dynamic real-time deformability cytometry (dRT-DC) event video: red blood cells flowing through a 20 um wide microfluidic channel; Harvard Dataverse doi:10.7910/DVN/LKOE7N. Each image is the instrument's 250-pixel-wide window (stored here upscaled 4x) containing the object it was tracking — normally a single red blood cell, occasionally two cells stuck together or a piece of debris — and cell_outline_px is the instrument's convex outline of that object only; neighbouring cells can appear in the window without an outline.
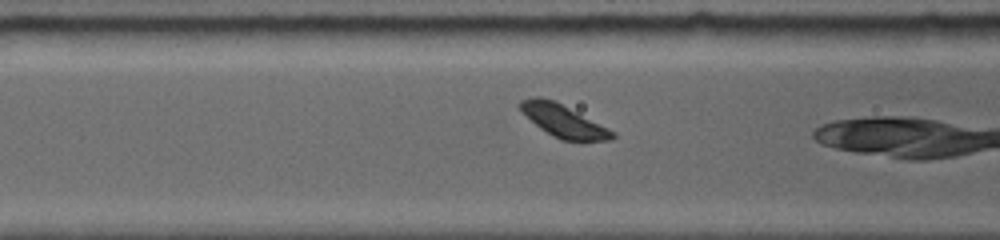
{"species": "common noctule bat (a hibernating species)", "species_latin": "Nyctalus noctula", "temperature_condition": "room temperature", "stored_images_in_passage": 16, "camera_frame_rate_fps": 5000, "um_per_image_px": 0.085, "animal": {"sex": "female", "body_mass_g": 19.0, "forearm_length_mm": 56.7}, "frame": {"image": 1, "passage_image": 3, "time_ms": 1.4, "image_size_px": [1000, 240], "cell_outline_px": [[616, 136], [608, 140], [564, 140], [548, 132], [536, 124], [520, 112], [516, 104], [520, 100], [532, 96], [540, 96], [552, 100], [568, 108], [612, 132]], "centroid_in_image_um": [47.74, 10.23], "position_along_channel_um": 118.9, "area_um2": 16.53}}
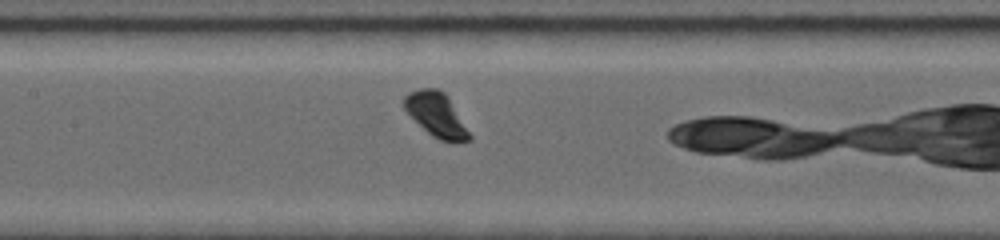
{"frame": {"image": 2, "passage_image": 5, "time_ms": 2.8, "image_size_px": [1000, 240], "cell_outline_px": [[472, 136], [468, 140], [444, 140], [428, 132], [404, 108], [404, 96], [408, 92], [420, 88], [440, 88], [448, 96]], "centroid_in_image_um": [37.09, 9.67], "position_along_channel_um": 170.3, "area_um2": 16.13}}
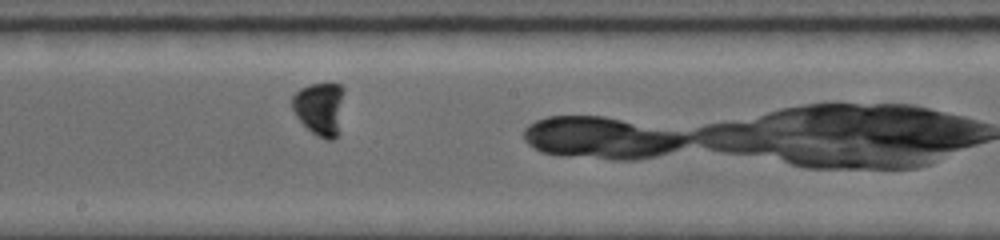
{"frame": {"image": 3, "passage_image": 7, "time_ms": 4.2, "image_size_px": [1000, 240], "cell_outline_px": [[344, 88], [336, 136], [332, 140], [328, 140], [312, 132], [296, 116], [292, 108], [292, 96], [300, 88], [312, 84], [340, 84]], "centroid_in_image_um": [27.15, 9.19], "position_along_channel_um": 221.1, "area_um2": 15.55}}